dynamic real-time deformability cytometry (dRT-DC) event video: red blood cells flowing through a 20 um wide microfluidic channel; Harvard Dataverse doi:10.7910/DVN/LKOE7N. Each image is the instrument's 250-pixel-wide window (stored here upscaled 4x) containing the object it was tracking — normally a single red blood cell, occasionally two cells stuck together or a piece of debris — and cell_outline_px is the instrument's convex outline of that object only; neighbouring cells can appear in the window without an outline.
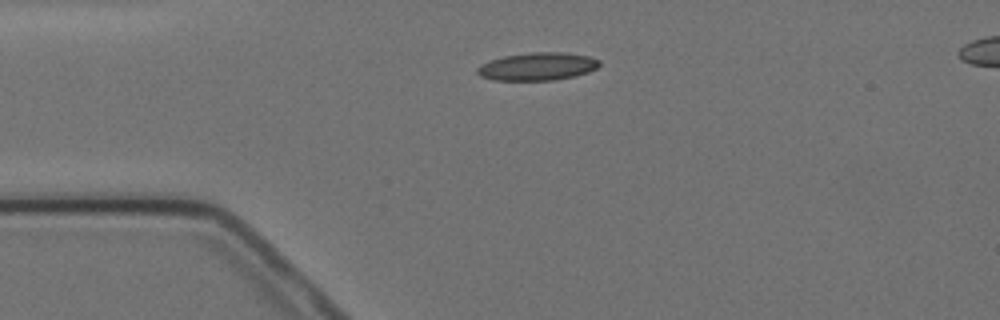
{"species": "Egyptian fruit bat (a non-hibernating species)", "species_latin": "Rousettus aegyptiacus", "temperature_condition": "cold", "stored_images_in_passage": 3, "segment_of_instrument_passage": [1, 2], "camera_frame_rate_fps": 3000, "um_per_image_px": 0.085, "animal": {"sex": "female"}, "frame": {"image": 1, "passage_image": 1, "time_ms": 0.0, "image_size_px": [1000, 320], "cell_outline_px": [[600, 64], [596, 68], [588, 72], [556, 80], [496, 80], [480, 76], [476, 72], [476, 68], [480, 64], [488, 60], [504, 56], [528, 52], [564, 52], [588, 56], [600, 60]], "centroid_in_image_um": [45.65, 5.64], "position_along_channel_um": 39.4, "area_um2": 19.88}}